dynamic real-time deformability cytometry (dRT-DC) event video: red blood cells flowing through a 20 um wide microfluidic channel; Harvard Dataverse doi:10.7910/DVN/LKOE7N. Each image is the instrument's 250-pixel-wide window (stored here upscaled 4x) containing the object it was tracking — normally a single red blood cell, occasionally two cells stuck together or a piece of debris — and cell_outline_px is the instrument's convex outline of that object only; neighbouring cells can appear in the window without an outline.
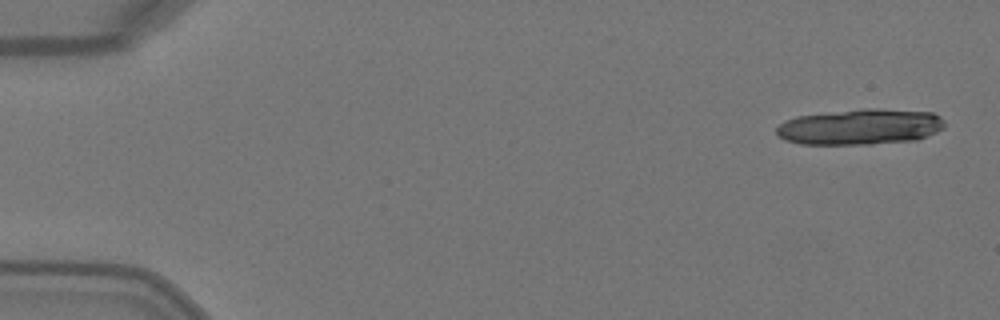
{"species": "Egyptian fruit bat (a non-hibernating species)", "species_latin": "Rousettus aegyptiacus", "temperature_condition": "warm", "stored_images_in_passage": 6, "camera_frame_rate_fps": 3000, "um_per_image_px": 0.085, "animal": {"sex": "female"}, "frame": {"image": 1, "passage_image": 1, "time_ms": 0.0, "image_size_px": [1000, 320], "cell_outline_px": [[944, 128], [936, 132], [916, 140], [872, 144], [800, 144], [784, 140], [776, 136], [776, 128], [784, 120], [796, 116], [864, 108], [876, 108], [932, 112], [940, 116], [944, 120]], "centroid_in_image_um": [73.1, 10.78], "position_along_channel_um": 11.9, "area_um2": 35.32}}
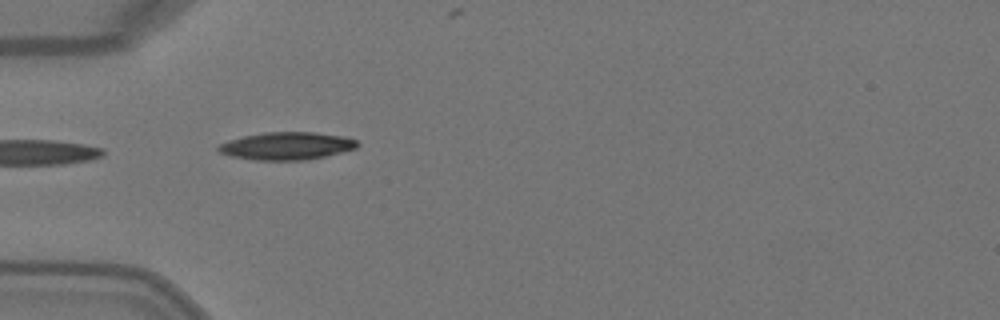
{"frame": {"image": 2, "passage_image": 5, "time_ms": 1.333, "image_size_px": [1000, 320], "cell_outline_px": [[360, 144], [356, 148], [308, 160], [252, 160], [232, 156], [220, 152], [216, 148], [220, 144], [228, 140], [244, 136], [264, 132], [316, 132], [344, 136], [356, 140]], "centroid_in_image_um": [24.37, 12.4], "position_along_channel_um": 60.6, "area_um2": 22.37}}
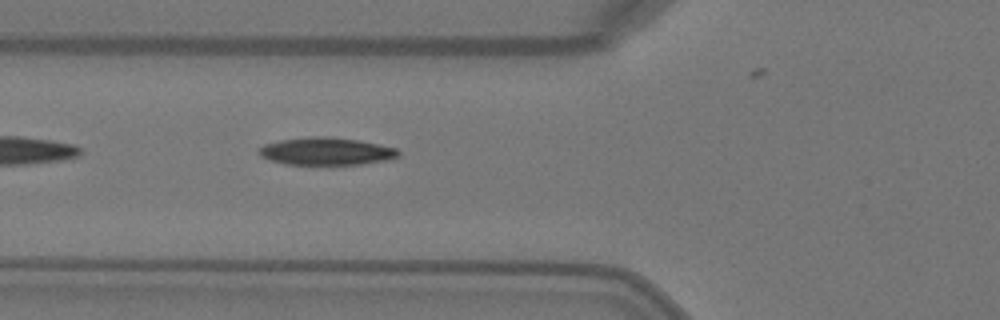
{"frame": {"image": 3, "passage_image": 6, "time_ms": 1.667, "image_size_px": [1000, 320], "cell_outline_px": [[400, 156], [384, 160], [360, 164], [284, 164], [260, 156], [256, 152], [264, 144], [280, 140], [312, 136], [324, 136], [356, 140], [396, 148], [400, 152]], "centroid_in_image_um": [27.69, 12.86], "position_along_channel_um": 98.1, "area_um2": 22.08}}